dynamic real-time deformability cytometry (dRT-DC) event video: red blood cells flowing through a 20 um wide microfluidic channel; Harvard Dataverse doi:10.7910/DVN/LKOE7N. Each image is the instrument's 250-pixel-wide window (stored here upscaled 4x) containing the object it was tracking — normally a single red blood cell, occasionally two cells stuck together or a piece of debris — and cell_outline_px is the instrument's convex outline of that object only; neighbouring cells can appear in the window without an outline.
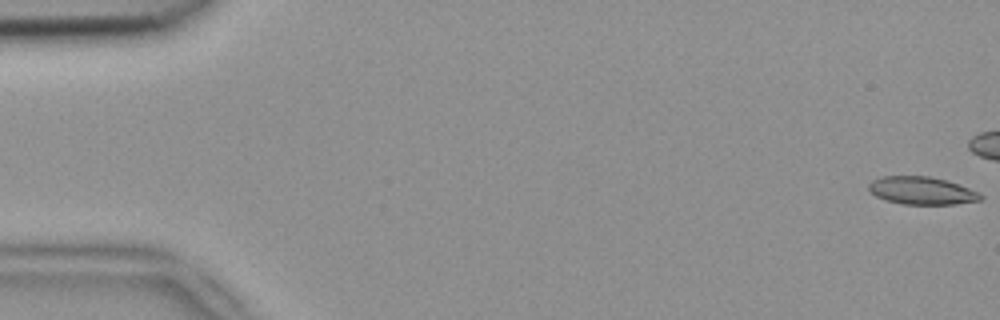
{"species": "common noctule bat (a hibernating species)", "species_latin": "Nyctalus noctula", "temperature_condition": "room temperature", "stored_images_in_passage": 6, "camera_frame_rate_fps": 3000, "um_per_image_px": 0.085, "animal": {"sex": "female", "body_mass_g": 18.4}, "frame": {"image": 1, "passage_image": 1, "time_ms": 0.0, "image_size_px": [1000, 320], "cell_outline_px": [[984, 196], [980, 200], [956, 204], [904, 204], [884, 200], [876, 196], [868, 188], [868, 184], [872, 180], [884, 176], [928, 176], [948, 180], [968, 188]], "centroid_in_image_um": [78.33, 16.2], "position_along_channel_um": 6.7, "area_um2": 17.98}}